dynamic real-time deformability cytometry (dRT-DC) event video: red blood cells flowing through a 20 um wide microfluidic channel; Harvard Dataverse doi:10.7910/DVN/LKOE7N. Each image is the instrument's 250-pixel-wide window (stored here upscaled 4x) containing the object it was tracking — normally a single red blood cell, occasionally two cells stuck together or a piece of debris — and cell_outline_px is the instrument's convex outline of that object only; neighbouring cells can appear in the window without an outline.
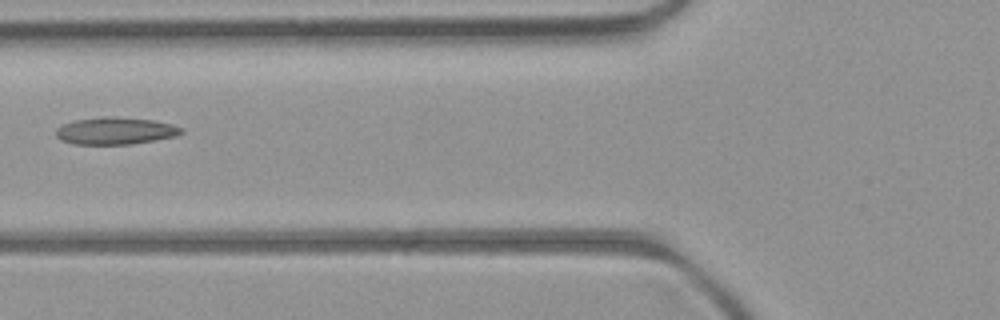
{"species": "common noctule bat (a hibernating species)", "species_latin": "Nyctalus noctula", "temperature_condition": "room temperature", "stored_images_in_passage": 3, "camera_frame_rate_fps": 3000, "um_per_image_px": 0.085, "animal": {"sex": "female", "body_mass_g": 21.9}, "frame": {"image": 1, "passage_image": 3, "time_ms": 2.333, "image_size_px": [1000, 320], "cell_outline_px": [[184, 132], [176, 136], [132, 144], [72, 144], [60, 140], [56, 136], [56, 128], [64, 124], [76, 120], [104, 116], [112, 116], [152, 120], [172, 124], [184, 128]], "centroid_in_image_um": [9.81, 11.12], "position_along_channel_um": 116.0, "area_um2": 19.88}}